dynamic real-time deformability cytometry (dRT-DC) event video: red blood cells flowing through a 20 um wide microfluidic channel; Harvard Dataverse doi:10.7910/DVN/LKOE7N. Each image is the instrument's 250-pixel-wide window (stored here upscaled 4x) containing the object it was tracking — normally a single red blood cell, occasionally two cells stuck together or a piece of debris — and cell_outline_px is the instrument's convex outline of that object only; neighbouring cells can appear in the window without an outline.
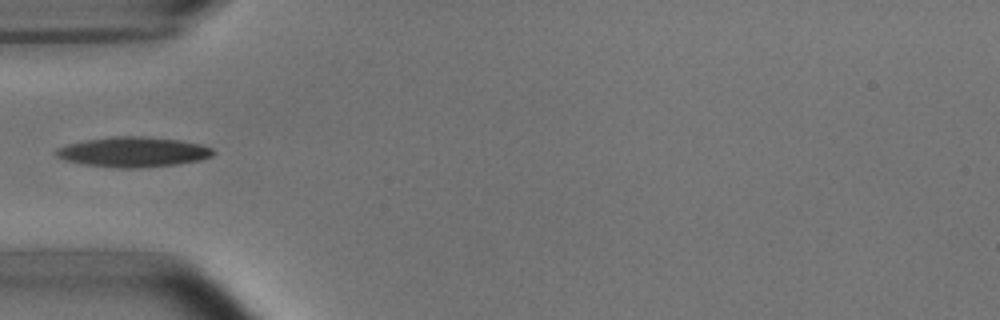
{"species": "common noctule bat (a hibernating species)", "species_latin": "Nyctalus noctula", "temperature_condition": "room temperature", "stored_images_in_passage": 4, "camera_frame_rate_fps": 3000, "um_per_image_px": 0.085, "animal": {"sex": "male", "body_mass_g": 15.6}, "frame": {"image": 1, "passage_image": 4, "time_ms": 3.667, "image_size_px": [1000, 320], "cell_outline_px": [[216, 152], [212, 156], [200, 160], [180, 164], [136, 168], [116, 168], [84, 164], [64, 160], [56, 156], [56, 148], [68, 144], [88, 140], [112, 136], [144, 136], [180, 140], [200, 144], [212, 148]], "centroid_in_image_um": [11.35, 12.92], "position_along_channel_um": 73.7, "area_um2": 27.57}}